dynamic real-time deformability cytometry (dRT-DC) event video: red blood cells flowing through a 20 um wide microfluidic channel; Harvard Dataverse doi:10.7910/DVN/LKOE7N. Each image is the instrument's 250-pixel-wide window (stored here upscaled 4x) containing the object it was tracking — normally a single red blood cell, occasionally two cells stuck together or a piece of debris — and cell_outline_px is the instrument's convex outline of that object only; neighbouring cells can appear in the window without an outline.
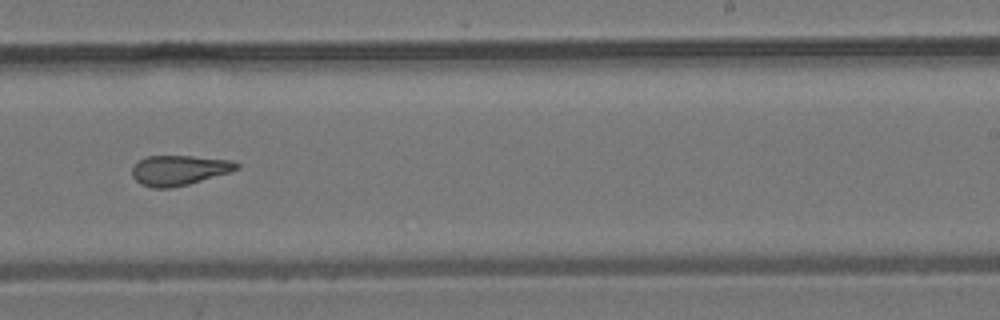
{"species": "common noctule bat (a hibernating species)", "species_latin": "Nyctalus noctula", "temperature_condition": "room temperature", "stored_images_in_passage": 9, "camera_frame_rate_fps": 3000, "um_per_image_px": 0.085, "animal": {"sex": "male", "body_mass_g": 19.2, "forearm_length_mm": 51.8}, "frame": {"image": 1, "passage_image": 8, "time_ms": 8.0, "image_size_px": [1000, 320], "cell_outline_px": [[240, 168], [228, 172], [188, 184], [172, 188], [152, 188], [140, 184], [132, 176], [132, 168], [140, 160], [148, 156], [192, 156], [232, 160], [240, 164]], "centroid_in_image_um": [15.22, 14.47], "position_along_channel_um": 273.8, "area_um2": 18.15}}
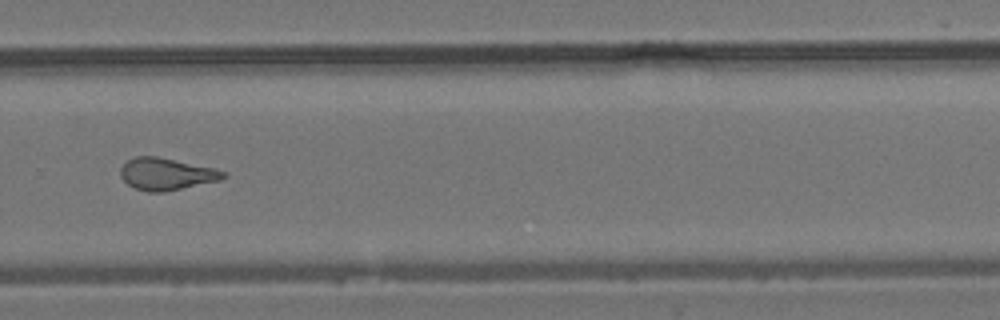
{"frame": {"image": 2, "passage_image": 9, "time_ms": 9.0, "image_size_px": [1000, 320], "cell_outline_px": [[228, 176], [220, 180], [164, 192], [148, 192], [136, 188], [128, 184], [120, 176], [120, 168], [128, 160], [136, 156], [156, 156], [216, 168], [228, 172]], "centroid_in_image_um": [14.18, 14.79], "position_along_channel_um": 315.6, "area_um2": 19.25}}